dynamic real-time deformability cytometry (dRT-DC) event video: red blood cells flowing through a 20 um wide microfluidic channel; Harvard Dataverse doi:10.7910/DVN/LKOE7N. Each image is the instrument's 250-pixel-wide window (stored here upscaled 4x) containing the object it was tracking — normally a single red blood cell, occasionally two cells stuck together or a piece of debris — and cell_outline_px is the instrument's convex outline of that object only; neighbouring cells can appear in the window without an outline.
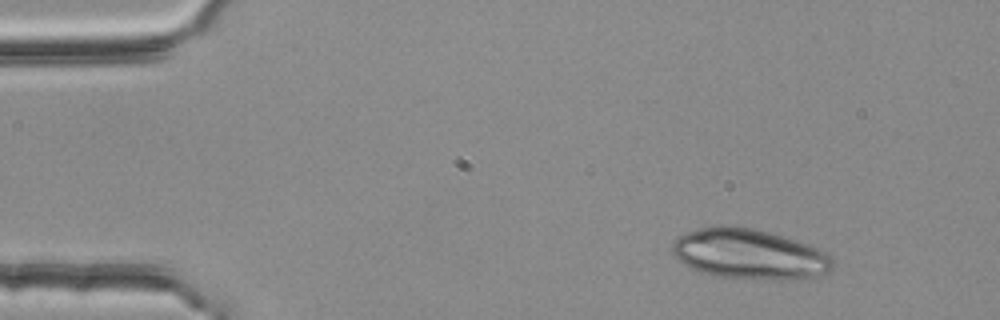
{"species": "common noctule bat (a hibernating species)", "species_latin": "Nyctalus noctula", "temperature_condition": "room temperature", "stored_images_in_passage": 49, "camera_frame_rate_fps": 3000, "um_per_image_px": 0.085, "animal": {"sex": "female", "body_mass_g": 25.1}, "frame": {"image": 1, "passage_image": 6, "time_ms": 1.667, "image_size_px": [1000, 320], "cell_outline_px": [[832, 268], [828, 272], [816, 276], [800, 280], [772, 280], [716, 276], [700, 272], [676, 260], [672, 252], [672, 244], [676, 236], [712, 224], [732, 224], [752, 228], [768, 232], [808, 244], [828, 252], [832, 256]], "centroid_in_image_um": [63.67, 21.59], "position_along_channel_um": 21.3, "area_um2": 47.69}}
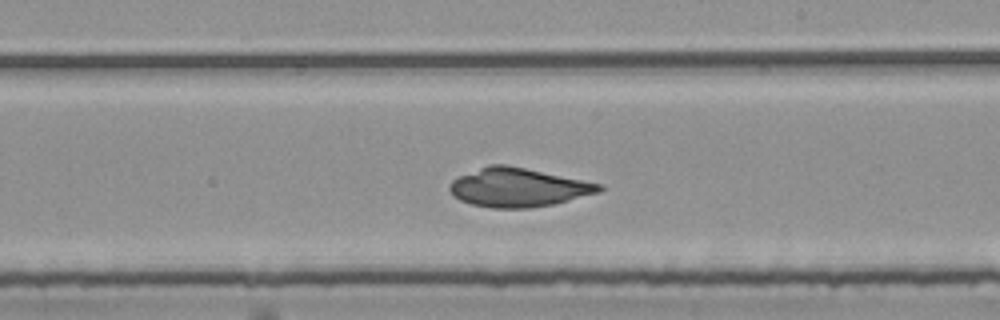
{"frame": {"image": 2, "passage_image": 31, "time_ms": 10.0, "image_size_px": [1000, 320], "cell_outline_px": [[604, 188], [600, 192], [552, 204], [528, 208], [492, 208], [472, 204], [460, 200], [448, 188], [452, 180], [460, 176], [488, 164], [508, 164], [604, 184]], "centroid_in_image_um": [44.08, 15.92], "position_along_channel_um": 244.9, "area_um2": 33.7}}
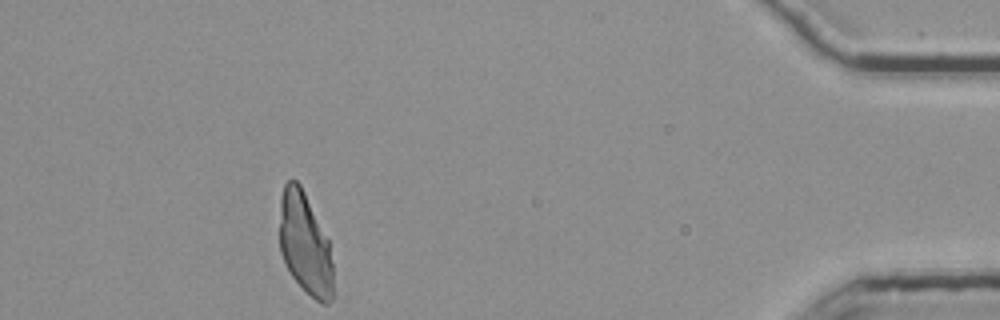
{"frame": {"image": 3, "passage_image": 49, "time_ms": 16.0, "image_size_px": [1000, 320], "cell_outline_px": [[332, 300], [328, 304], [320, 304], [292, 276], [284, 264], [280, 252], [280, 196], [284, 184], [288, 180], [296, 180], [300, 184], [328, 240], [332, 264]], "centroid_in_image_um": [25.9, 20.72], "position_along_channel_um": 409.3, "area_um2": 31.44}}